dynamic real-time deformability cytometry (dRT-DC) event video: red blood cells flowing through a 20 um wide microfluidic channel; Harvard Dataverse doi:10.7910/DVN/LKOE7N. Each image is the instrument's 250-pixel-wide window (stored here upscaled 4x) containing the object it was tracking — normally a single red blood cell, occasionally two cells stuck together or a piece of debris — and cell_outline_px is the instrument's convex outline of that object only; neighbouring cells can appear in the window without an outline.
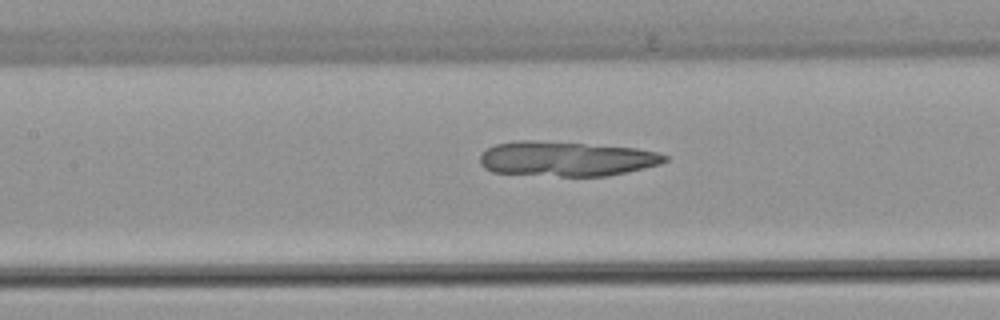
{"species": "common noctule bat (a hibernating species)", "species_latin": "Nyctalus noctula", "temperature_condition": "warm", "stored_images_in_passage": 50, "camera_frame_rate_fps": 3000, "um_per_image_px": 0.085, "animal": {"sex": "female", "body_mass_g": 22.7, "forearm_length_mm": 54.2}, "frame": {"image": 1, "passage_image": 23, "time_ms": 7.333, "image_size_px": [1000, 320], "cell_outline_px": [[668, 160], [660, 164], [628, 172], [608, 176], [560, 176], [492, 172], [484, 168], [480, 164], [480, 152], [496, 144], [516, 140], [532, 140], [636, 148], [660, 152], [668, 156]], "centroid_in_image_um": [48.13, 13.5], "position_along_channel_um": 159.3, "area_um2": 37.57}}
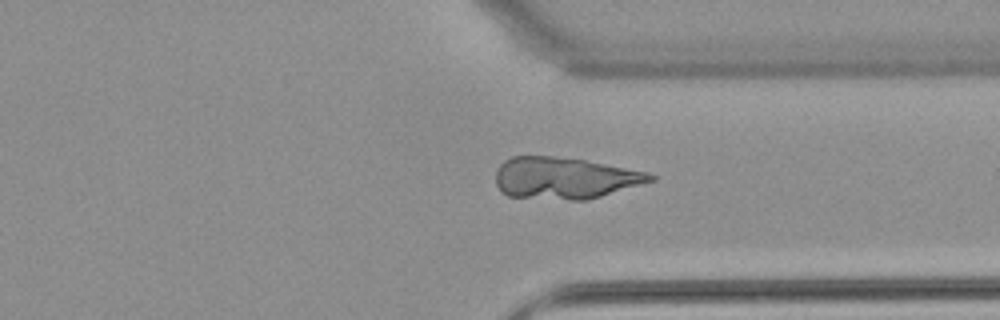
{"frame": {"image": 2, "passage_image": 38, "time_ms": 12.333, "image_size_px": [1000, 320], "cell_outline_px": [[656, 180], [588, 200], [572, 200], [508, 196], [500, 192], [496, 184], [496, 168], [504, 160], [512, 156], [552, 156], [584, 160], [648, 172], [656, 176]], "centroid_in_image_um": [47.98, 15.14], "position_along_channel_um": 363.4, "area_um2": 37.63}}
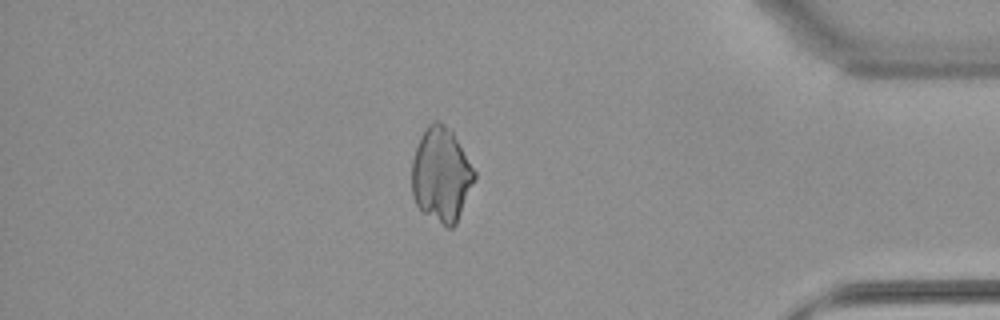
{"frame": {"image": 3, "passage_image": 43, "time_ms": 14.0, "image_size_px": [1000, 320], "cell_outline_px": [[476, 176], [456, 224], [452, 228], [448, 228], [424, 212], [416, 204], [412, 196], [412, 160], [420, 136], [424, 128], [432, 120], [440, 120], [452, 128], [476, 172]], "centroid_in_image_um": [37.51, 14.78], "position_along_channel_um": 397.7, "area_um2": 34.74}}